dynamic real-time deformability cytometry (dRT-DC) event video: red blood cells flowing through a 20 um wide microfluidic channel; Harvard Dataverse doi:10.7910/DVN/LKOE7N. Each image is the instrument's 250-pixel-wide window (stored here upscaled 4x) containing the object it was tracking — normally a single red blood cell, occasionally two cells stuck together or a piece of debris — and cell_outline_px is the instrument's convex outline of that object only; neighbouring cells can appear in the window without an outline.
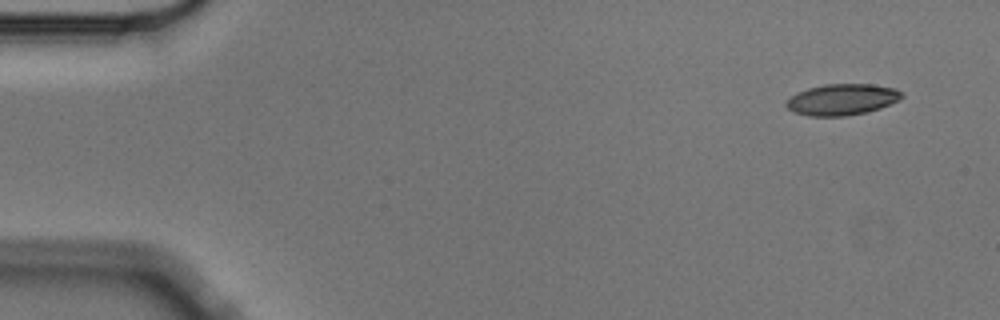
{"species": "Egyptian fruit bat (a non-hibernating species)", "species_latin": "Rousettus aegyptiacus", "temperature_condition": "cold", "stored_images_in_passage": 9, "camera_frame_rate_fps": 3000, "um_per_image_px": 0.085, "animal": {"sex": "male"}, "frame": {"image": 1, "passage_image": 1, "time_ms": 0.0, "image_size_px": [1000, 320], "cell_outline_px": [[904, 96], [900, 100], [880, 108], [868, 112], [844, 116], [808, 116], [792, 112], [784, 104], [796, 92], [808, 88], [824, 84], [872, 84], [896, 88], [904, 92]], "centroid_in_image_um": [71.6, 8.46], "position_along_channel_um": 13.4, "area_um2": 21.27}}
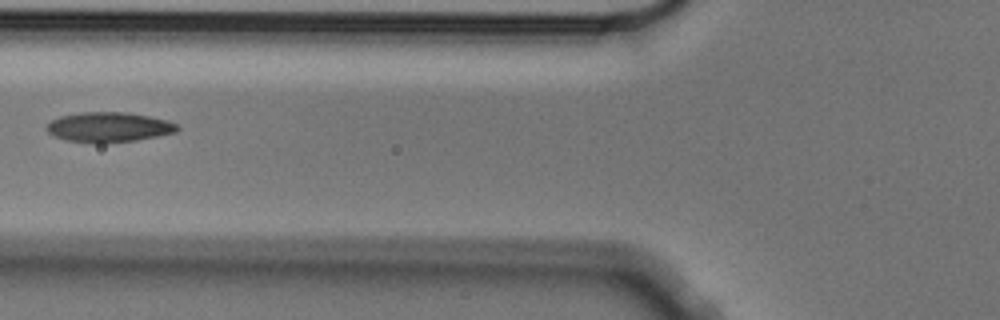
{"frame": {"image": 2, "passage_image": 6, "time_ms": 1.667, "image_size_px": [1000, 320], "cell_outline_px": [[180, 128], [176, 132], [136, 140], [100, 144], [64, 140], [52, 136], [44, 128], [52, 120], [60, 116], [80, 112], [128, 112], [168, 120], [176, 124]], "centroid_in_image_um": [9.21, 10.81], "position_along_channel_um": 116.6, "area_um2": 23.0}}
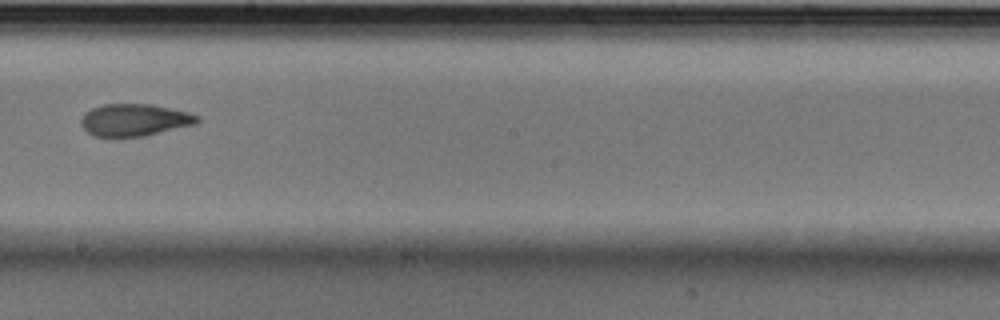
{"frame": {"image": 3, "passage_image": 9, "time_ms": 2.667, "image_size_px": [1000, 320], "cell_outline_px": [[200, 120], [196, 124], [144, 136], [92, 136], [80, 124], [80, 120], [84, 112], [92, 108], [104, 104], [152, 104], [188, 112], [200, 116]], "centroid_in_image_um": [11.43, 10.19], "position_along_channel_um": 236.8, "area_um2": 21.79}}